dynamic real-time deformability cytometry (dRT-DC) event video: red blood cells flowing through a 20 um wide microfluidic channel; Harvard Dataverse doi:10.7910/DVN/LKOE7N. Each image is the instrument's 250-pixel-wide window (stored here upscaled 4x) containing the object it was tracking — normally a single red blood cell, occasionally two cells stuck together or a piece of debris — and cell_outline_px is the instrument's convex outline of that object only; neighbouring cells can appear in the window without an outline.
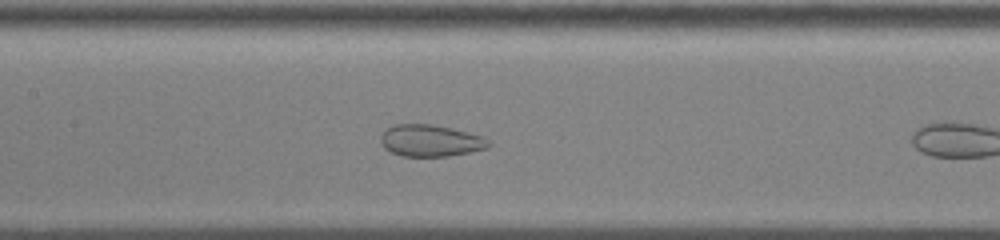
{"species": "common noctule bat (a hibernating species)", "species_latin": "Nyctalus noctula", "temperature_condition": "cold", "stored_images_in_passage": 11, "camera_frame_rate_fps": 3000, "um_per_image_px": 0.085, "animal": {"sex": "male", "body_mass_g": 13.0, "forearm_length_mm": 53.1}, "frame": {"image": 1, "passage_image": 10, "time_ms": 3.0, "image_size_px": [1000, 240], "cell_outline_px": [[492, 144], [488, 148], [448, 156], [400, 156], [384, 148], [380, 144], [380, 136], [388, 128], [396, 124], [428, 124], [452, 128], [484, 136]], "centroid_in_image_um": [36.6, 11.96], "position_along_channel_um": 170.8, "area_um2": 20.0}}